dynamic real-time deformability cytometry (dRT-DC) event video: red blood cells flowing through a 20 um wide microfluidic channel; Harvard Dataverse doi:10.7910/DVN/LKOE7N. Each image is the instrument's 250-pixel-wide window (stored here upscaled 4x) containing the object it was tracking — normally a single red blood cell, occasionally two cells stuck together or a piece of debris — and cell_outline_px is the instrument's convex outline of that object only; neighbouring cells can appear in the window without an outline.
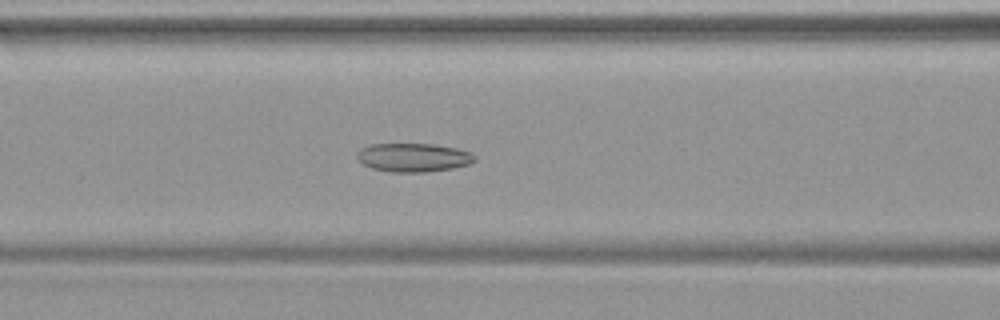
{"species": "common noctule bat (a hibernating species)", "species_latin": "Nyctalus noctula", "temperature_condition": "warm", "stored_images_in_passage": 49, "camera_frame_rate_fps": 3000, "um_per_image_px": 0.085, "animal": {"sex": "female", "body_mass_g": 19.9}, "frame": {"image": 1, "passage_image": 21, "time_ms": 6.667, "image_size_px": [1000, 320], "cell_outline_px": [[476, 160], [468, 164], [452, 168], [424, 172], [392, 172], [372, 168], [356, 160], [356, 152], [360, 148], [368, 144], [436, 144], [456, 148], [472, 152], [476, 156]], "centroid_in_image_um": [35.11, 13.37], "position_along_channel_um": 131.5, "area_um2": 19.83}}
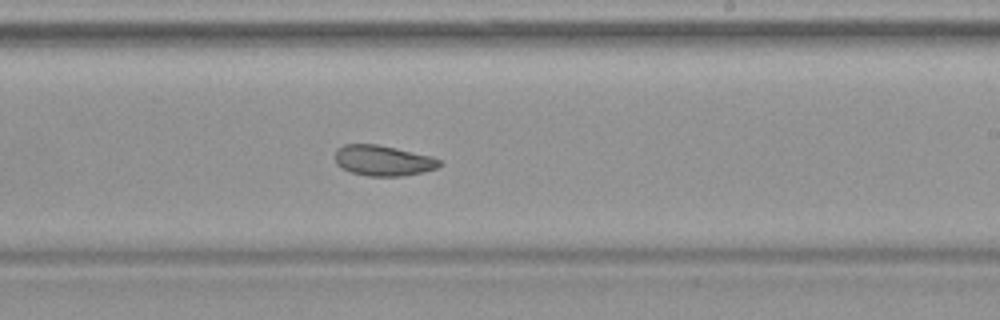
{"frame": {"image": 2, "passage_image": 30, "time_ms": 9.667, "image_size_px": [1000, 320], "cell_outline_px": [[444, 164], [436, 168], [424, 172], [404, 176], [368, 176], [352, 172], [340, 168], [336, 164], [336, 148], [344, 144], [376, 144], [396, 148], [432, 156], [440, 160]], "centroid_in_image_um": [32.57, 13.65], "position_along_channel_um": 256.4, "area_um2": 18.73}}
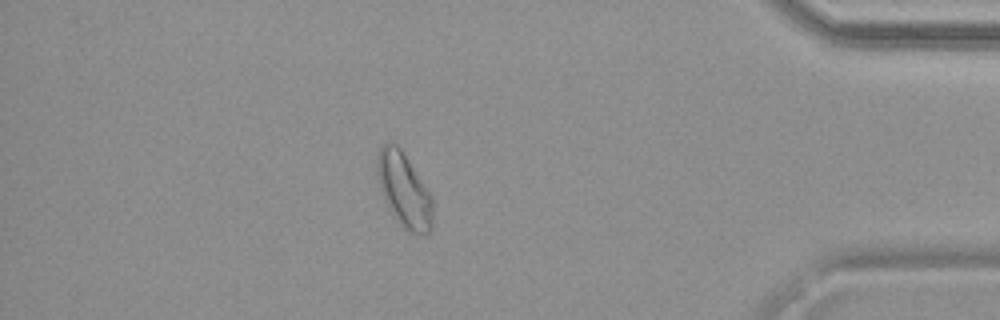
{"frame": {"image": 3, "passage_image": 43, "time_ms": 14.0, "image_size_px": [1000, 320], "cell_outline_px": [[432, 232], [428, 236], [416, 236], [408, 232], [400, 224], [392, 212], [380, 188], [376, 172], [376, 156], [380, 144], [388, 140], [396, 144], [400, 148], [432, 196]], "centroid_in_image_um": [34.34, 16.17], "position_along_channel_um": 400.9, "area_um2": 24.33}}